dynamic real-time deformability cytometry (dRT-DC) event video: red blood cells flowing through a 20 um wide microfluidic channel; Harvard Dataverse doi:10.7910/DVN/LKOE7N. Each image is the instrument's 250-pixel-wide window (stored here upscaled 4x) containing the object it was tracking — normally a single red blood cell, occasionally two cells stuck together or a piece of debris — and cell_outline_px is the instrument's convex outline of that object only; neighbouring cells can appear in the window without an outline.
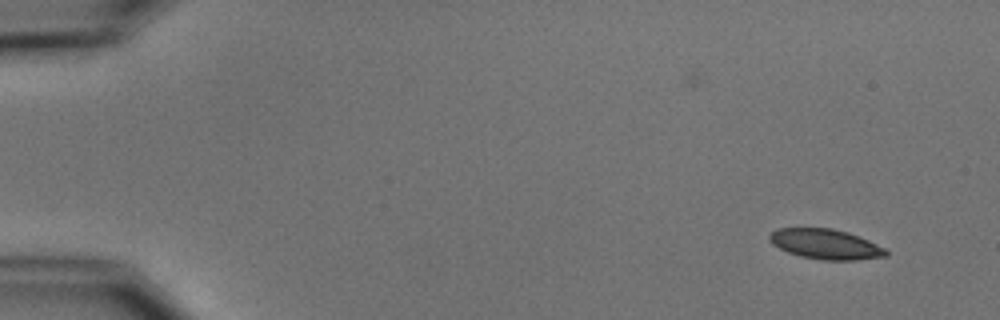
{"species": "common noctule bat (a hibernating species)", "species_latin": "Nyctalus noctula", "temperature_condition": "cold", "stored_images_in_passage": 7, "camera_frame_rate_fps": 3000, "um_per_image_px": 0.085, "animal": {"sex": "male", "body_mass_g": 15.6}, "frame": {"image": 1, "passage_image": 1, "time_ms": 0.0, "image_size_px": [1000, 320], "cell_outline_px": [[888, 256], [856, 260], [820, 260], [800, 256], [788, 252], [772, 244], [768, 240], [768, 236], [776, 228], [832, 228], [848, 232], [868, 240], [884, 248], [888, 252]], "centroid_in_image_um": [70.15, 20.75], "position_along_channel_um": 14.8, "area_um2": 20.46}}
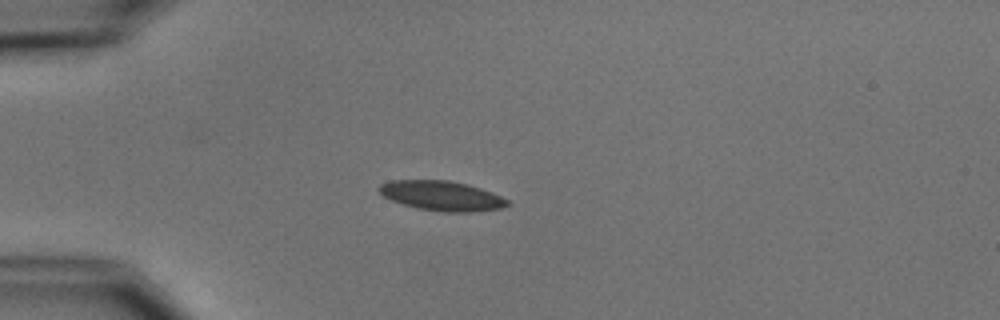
{"frame": {"image": 2, "passage_image": 4, "time_ms": 3.667, "image_size_px": [1000, 320], "cell_outline_px": [[512, 204], [500, 208], [472, 212], [444, 212], [416, 208], [392, 200], [384, 196], [376, 188], [380, 184], [388, 180], [448, 180], [468, 184], [492, 192], [508, 200]], "centroid_in_image_um": [37.54, 16.63], "position_along_channel_um": 47.5, "area_um2": 22.31}}
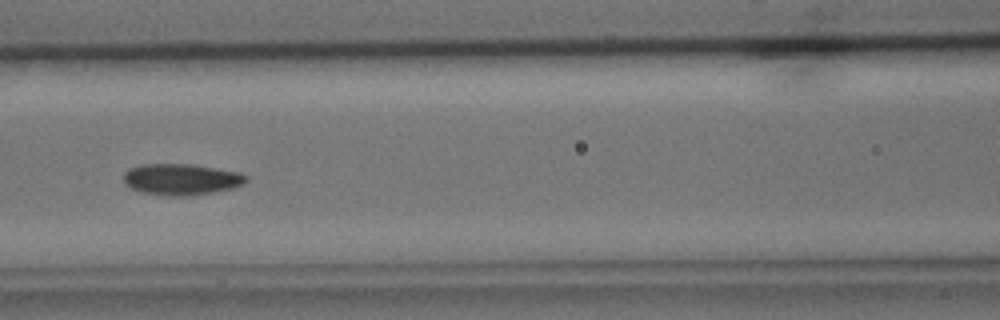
{"frame": {"image": 3, "passage_image": 7, "time_ms": 7.0, "image_size_px": [1000, 320], "cell_outline_px": [[248, 180], [244, 184], [232, 188], [192, 196], [164, 196], [140, 192], [124, 184], [124, 172], [128, 168], [144, 164], [192, 164], [240, 172], [248, 176]], "centroid_in_image_um": [15.41, 15.25], "position_along_channel_um": 151.2, "area_um2": 22.6}}